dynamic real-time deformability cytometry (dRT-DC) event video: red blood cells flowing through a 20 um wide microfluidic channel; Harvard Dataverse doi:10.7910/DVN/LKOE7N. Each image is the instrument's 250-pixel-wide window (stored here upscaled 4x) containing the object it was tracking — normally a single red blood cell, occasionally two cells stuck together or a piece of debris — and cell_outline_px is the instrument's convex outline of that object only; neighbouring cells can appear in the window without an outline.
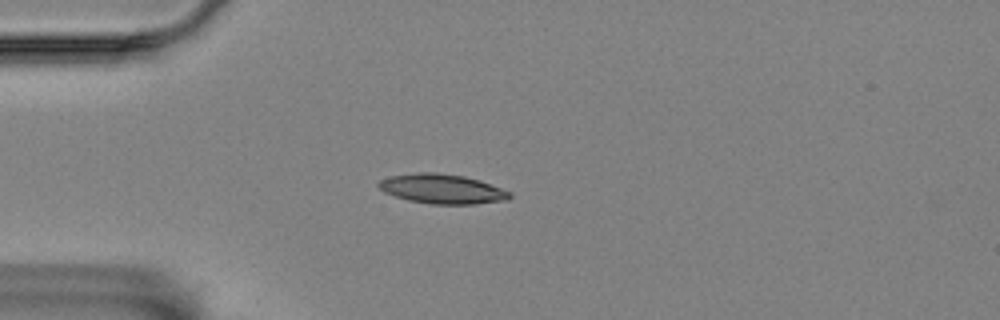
{"species": "Egyptian fruit bat (a non-hibernating species)", "species_latin": "Rousettus aegyptiacus", "temperature_condition": "room temperature", "stored_images_in_passage": 42, "camera_frame_rate_fps": 3000, "um_per_image_px": 0.085, "animal": {"sex": "female"}, "frame": {"image": 1, "passage_image": 1, "time_ms": 0.0, "image_size_px": [1000, 320], "cell_outline_px": [[512, 196], [508, 200], [476, 204], [432, 204], [408, 200], [384, 192], [376, 184], [380, 180], [392, 176], [420, 172], [436, 172], [464, 176], [480, 180], [512, 192]], "centroid_in_image_um": [37.62, 16.06], "position_along_channel_um": 47.4, "area_um2": 22.6}}
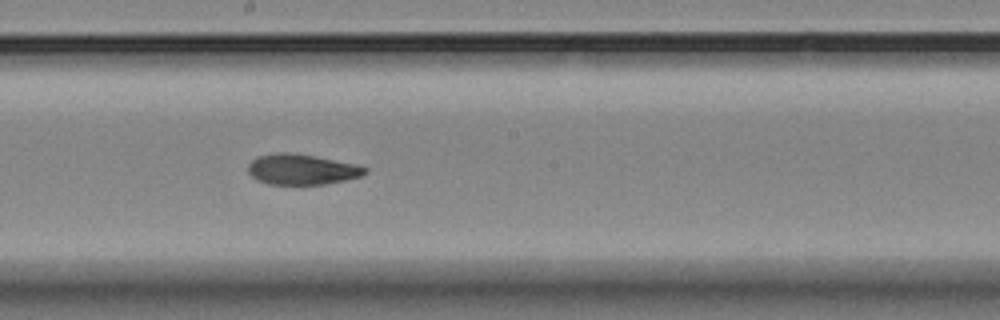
{"frame": {"image": 2, "passage_image": 17, "time_ms": 5.333, "image_size_px": [1000, 320], "cell_outline_px": [[368, 172], [360, 176], [344, 180], [324, 184], [268, 184], [256, 180], [248, 172], [248, 164], [256, 156], [280, 152], [288, 152], [316, 156], [356, 164], [368, 168]], "centroid_in_image_um": [25.63, 14.39], "position_along_channel_um": 222.6, "area_um2": 20.81}}
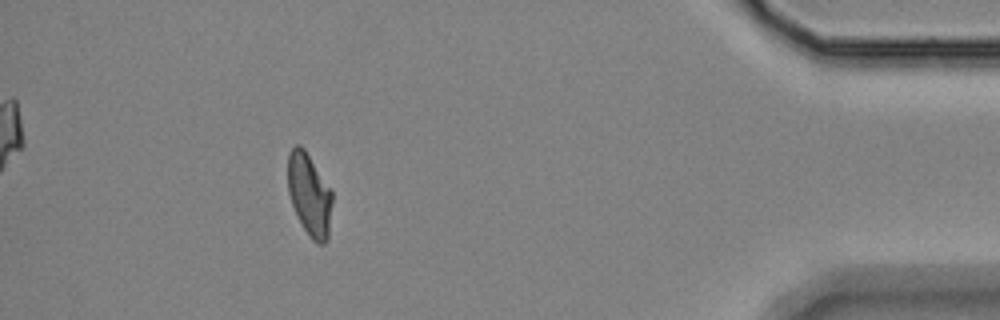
{"frame": {"image": 3, "passage_image": 37, "time_ms": 12.0, "image_size_px": [1000, 320], "cell_outline_px": [[332, 204], [328, 240], [324, 244], [316, 244], [312, 240], [304, 228], [292, 204], [288, 192], [288, 152], [296, 144], [300, 144], [304, 148], [332, 192]], "centroid_in_image_um": [26.3, 16.56], "position_along_channel_um": 408.9, "area_um2": 21.15}, "authors_computed_cell_mechanics": {"area_um2": 21.5016, "velocity_mm_per_s": 3.5519, "shape_relaxation_time_tau1_ms": 6.3832, "shape_relaxation_time_tau2_ms": 2.8709, "deformation_change_tau1": 0.1714, "deformation_change_tau2": 0.0751}}